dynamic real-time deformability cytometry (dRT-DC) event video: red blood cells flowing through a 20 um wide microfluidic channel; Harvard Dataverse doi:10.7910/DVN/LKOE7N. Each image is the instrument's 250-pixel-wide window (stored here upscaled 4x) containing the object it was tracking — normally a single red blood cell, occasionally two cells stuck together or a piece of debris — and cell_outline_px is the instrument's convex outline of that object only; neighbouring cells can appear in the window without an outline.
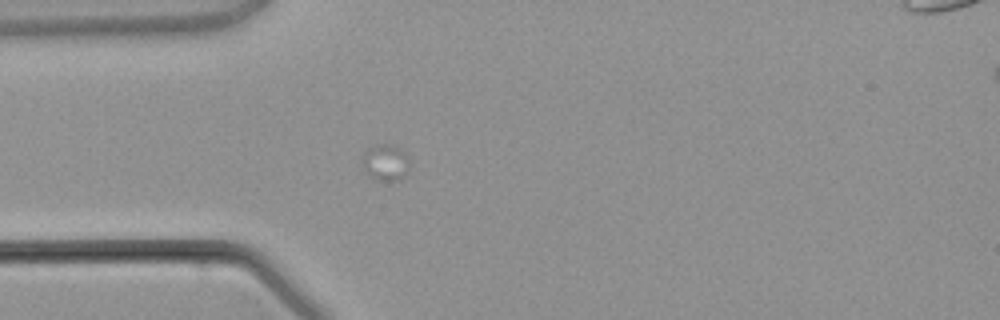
{"species": "common noctule bat (a hibernating species)", "species_latin": "Nyctalus noctula", "temperature_condition": "warm", "stored_images_in_passage": 2, "camera_frame_rate_fps": 3000, "um_per_image_px": 0.085, "animal": {"sex": "male", "body_mass_g": 21.5, "forearm_length_mm": 52.0}, "frame": {"image": 1, "passage_image": 1, "time_ms": 0.0, "image_size_px": [1000, 320], "cell_outline_px": [[408, 168], [404, 176], [400, 180], [392, 184], [376, 180], [368, 176], [364, 168], [364, 152], [368, 148], [376, 144], [392, 144], [400, 148], [408, 156]], "centroid_in_image_um": [32.79, 13.85], "position_along_channel_um": 52.2, "area_um2": 10.29}}